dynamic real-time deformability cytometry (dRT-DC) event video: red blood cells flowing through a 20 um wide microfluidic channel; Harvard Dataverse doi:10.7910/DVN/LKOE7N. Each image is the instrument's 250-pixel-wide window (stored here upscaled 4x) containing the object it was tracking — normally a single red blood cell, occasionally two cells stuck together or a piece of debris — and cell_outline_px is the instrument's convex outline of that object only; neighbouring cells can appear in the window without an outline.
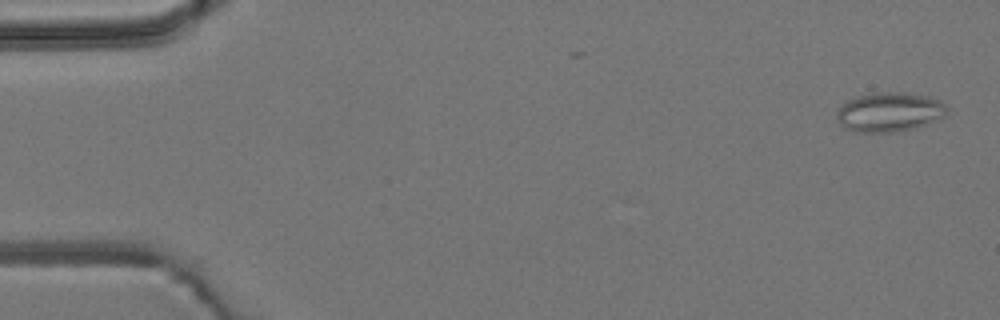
{"species": "common noctule bat (a hibernating species)", "species_latin": "Nyctalus noctula", "temperature_condition": "room temperature", "stored_images_in_passage": 6, "camera_frame_rate_fps": 3000, "um_per_image_px": 0.085, "animal": {"sex": "male", "body_mass_g": 19.2, "forearm_length_mm": 51.8}, "frame": {"image": 1, "passage_image": 1, "time_ms": 0.0, "image_size_px": [1000, 320], "cell_outline_px": [[948, 112], [940, 120], [912, 128], [892, 132], [852, 132], [844, 128], [840, 124], [836, 116], [836, 112], [840, 104], [848, 100], [872, 92], [904, 92], [928, 96], [940, 100], [948, 108]], "centroid_in_image_um": [75.59, 9.52], "position_along_channel_um": 9.4, "area_um2": 25.61}}